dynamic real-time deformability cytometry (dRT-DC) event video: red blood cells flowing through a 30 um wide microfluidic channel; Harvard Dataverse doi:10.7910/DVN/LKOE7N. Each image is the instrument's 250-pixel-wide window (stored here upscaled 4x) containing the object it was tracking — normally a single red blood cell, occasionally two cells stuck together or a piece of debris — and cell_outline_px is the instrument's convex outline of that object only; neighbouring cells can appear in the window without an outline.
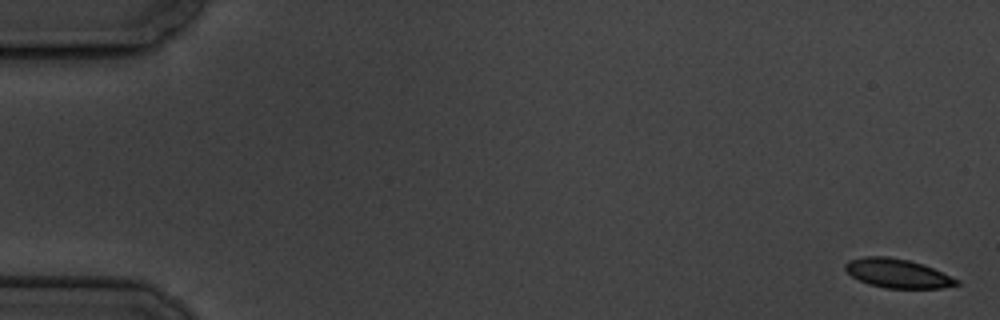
{"species": "common noctule bat (a hibernating species)", "species_latin": "Nyctalus noctula", "temperature_condition": "cold", "stored_images_in_passage": 6, "camera_frame_rate_fps": 3000, "um_per_image_px": 0.085, "animal": {"sex": "male", "body_mass_g": 19.5, "forearm_length_mm": 54.6}, "frame": {"image": 1, "passage_image": 1, "time_ms": 0.0, "image_size_px": [1000, 320], "cell_outline_px": [[960, 284], [940, 288], [884, 288], [868, 284], [852, 276], [844, 268], [844, 264], [848, 260], [864, 256], [888, 256], [908, 260], [924, 264], [960, 280]], "centroid_in_image_um": [76.28, 23.23], "position_along_channel_um": 8.7, "area_um2": 18.9}}